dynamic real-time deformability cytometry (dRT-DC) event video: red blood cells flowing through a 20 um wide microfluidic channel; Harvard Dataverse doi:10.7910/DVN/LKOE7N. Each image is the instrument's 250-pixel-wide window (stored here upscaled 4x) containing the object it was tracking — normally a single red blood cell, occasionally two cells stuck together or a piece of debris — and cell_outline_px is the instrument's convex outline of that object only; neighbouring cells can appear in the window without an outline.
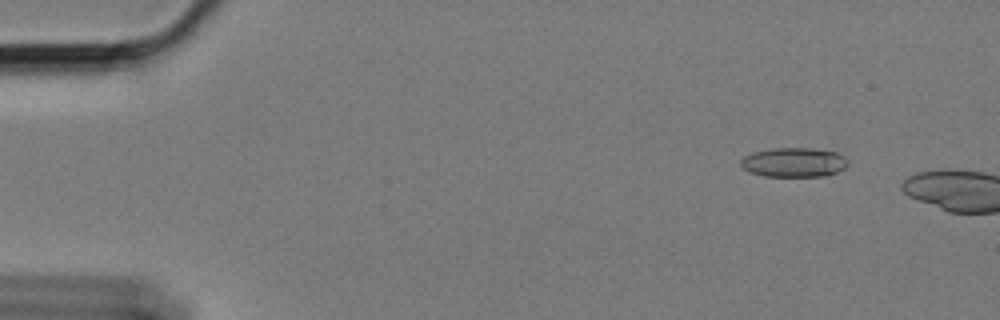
{"species": "Egyptian fruit bat (a non-hibernating species)", "species_latin": "Rousettus aegyptiacus", "temperature_condition": "cold", "stored_images_in_passage": 10, "camera_frame_rate_fps": 3000, "um_per_image_px": 0.085, "animal": {"sex": "female"}, "frame": {"image": 1, "passage_image": 7, "time_ms": 2.0, "image_size_px": [1000, 320], "cell_outline_px": [[848, 164], [844, 168], [836, 172], [824, 176], [764, 176], [748, 172], [740, 164], [740, 160], [744, 156], [752, 152], [772, 148], [812, 148], [836, 152], [844, 156], [848, 160]], "centroid_in_image_um": [67.46, 13.79], "position_along_channel_um": 17.5, "area_um2": 18.44}}